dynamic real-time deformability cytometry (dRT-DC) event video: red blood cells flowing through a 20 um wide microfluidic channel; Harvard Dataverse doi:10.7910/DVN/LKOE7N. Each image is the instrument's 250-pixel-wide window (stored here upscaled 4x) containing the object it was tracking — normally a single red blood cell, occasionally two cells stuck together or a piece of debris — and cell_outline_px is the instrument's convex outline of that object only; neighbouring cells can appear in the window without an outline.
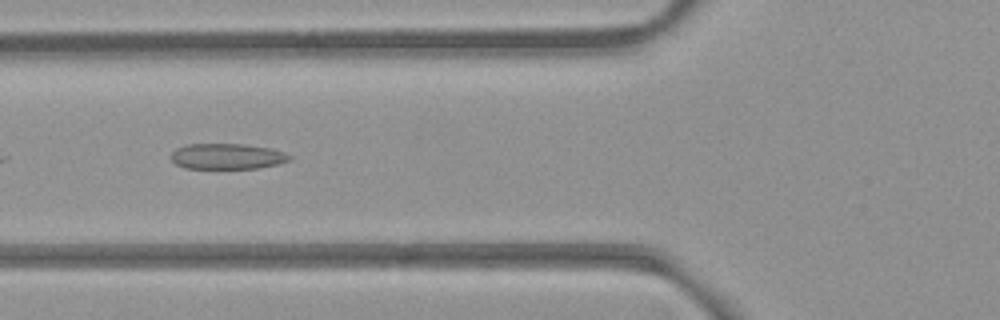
{"species": "common noctule bat (a hibernating species)", "species_latin": "Nyctalus noctula", "temperature_condition": "room temperature", "stored_images_in_passage": 22, "camera_frame_rate_fps": 3000, "um_per_image_px": 0.085, "animal": {"sex": "female", "body_mass_g": 21.9}, "frame": {"image": 1, "passage_image": 19, "time_ms": 6.0, "image_size_px": [1000, 320], "cell_outline_px": [[292, 156], [288, 160], [280, 164], [256, 168], [184, 168], [176, 164], [168, 156], [176, 148], [188, 144], [244, 144], [272, 148], [284, 152]], "centroid_in_image_um": [19.29, 13.28], "position_along_channel_um": 106.5, "area_um2": 17.8}}